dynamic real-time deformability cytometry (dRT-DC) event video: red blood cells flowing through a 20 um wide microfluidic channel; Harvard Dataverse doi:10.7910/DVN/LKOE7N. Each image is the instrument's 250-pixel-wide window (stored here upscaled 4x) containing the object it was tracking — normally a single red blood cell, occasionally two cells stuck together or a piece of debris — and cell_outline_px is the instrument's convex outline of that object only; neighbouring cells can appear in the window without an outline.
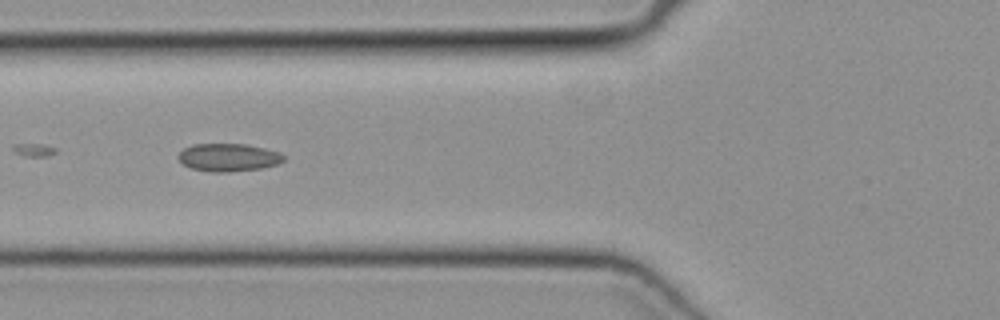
{"species": "common noctule bat (a hibernating species)", "species_latin": "Nyctalus noctula", "temperature_condition": "cold", "stored_images_in_passage": 16, "camera_frame_rate_fps": 3000, "um_per_image_px": 0.085, "animal": {"sex": "female", "body_mass_g": 19.3, "forearm_length_mm": 54.1}, "frame": {"image": 1, "passage_image": 5, "time_ms": 1.333, "image_size_px": [1000, 320], "cell_outline_px": [[284, 160], [276, 164], [260, 168], [228, 172], [212, 172], [192, 168], [184, 164], [176, 156], [184, 148], [192, 144], [244, 144], [264, 148], [280, 152], [284, 156]], "centroid_in_image_um": [19.4, 13.37], "position_along_channel_um": 106.4, "area_um2": 16.94}}